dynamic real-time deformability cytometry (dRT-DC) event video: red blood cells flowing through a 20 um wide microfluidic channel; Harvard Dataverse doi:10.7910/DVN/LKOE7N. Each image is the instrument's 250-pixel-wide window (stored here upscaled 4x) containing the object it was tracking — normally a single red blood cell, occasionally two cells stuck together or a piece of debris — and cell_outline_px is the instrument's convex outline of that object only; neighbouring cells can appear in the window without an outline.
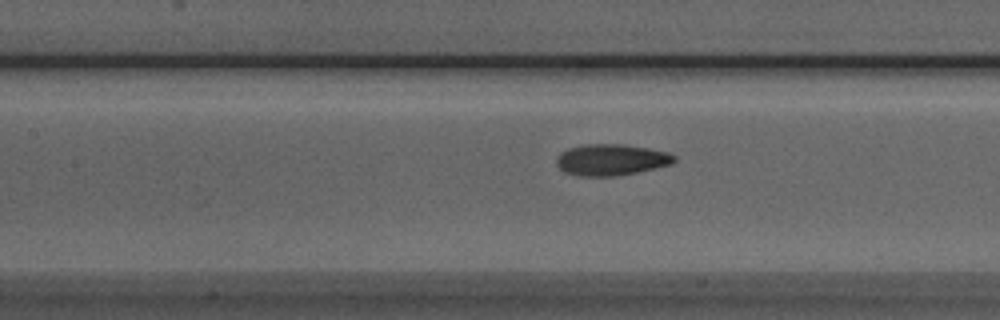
{"species": "Egyptian fruit bat (a non-hibernating species)", "species_latin": "Rousettus aegyptiacus", "temperature_condition": "room temperature", "stored_images_in_passage": 37, "camera_frame_rate_fps": 3000, "um_per_image_px": 0.085, "animal": {"sex": "male"}, "frame": {"image": 1, "passage_image": 7, "time_ms": 2.0, "image_size_px": [1000, 320], "cell_outline_px": [[676, 160], [672, 164], [636, 172], [616, 176], [580, 176], [564, 172], [556, 164], [556, 156], [560, 152], [568, 148], [584, 144], [624, 144], [648, 148], [668, 152], [676, 156]], "centroid_in_image_um": [51.93, 13.57], "position_along_channel_um": 155.5, "area_um2": 21.62}}
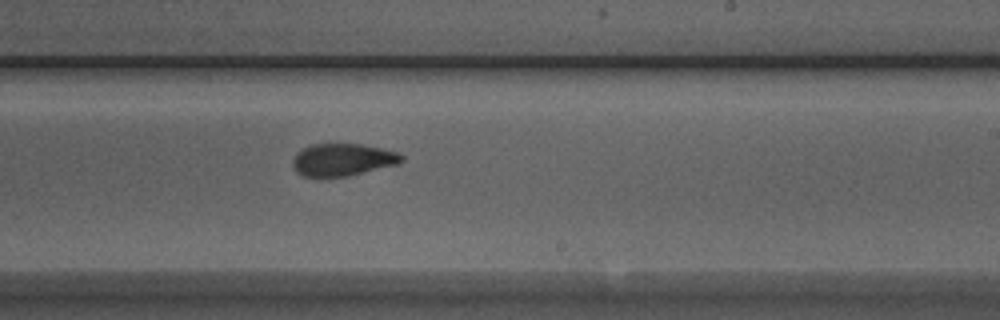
{"frame": {"image": 2, "passage_image": 15, "time_ms": 4.667, "image_size_px": [1000, 320], "cell_outline_px": [[404, 160], [396, 164], [348, 176], [304, 176], [296, 172], [292, 164], [292, 160], [296, 152], [312, 144], [360, 144], [380, 148], [396, 152], [404, 156]], "centroid_in_image_um": [29.09, 13.57], "position_along_channel_um": 259.9, "area_um2": 20.29}}
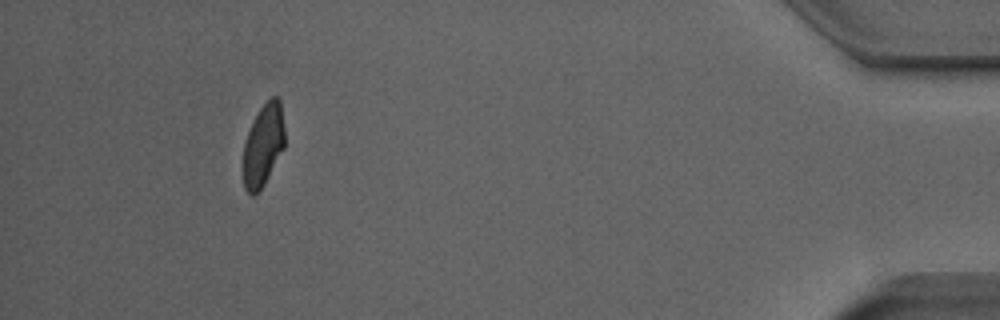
{"frame": {"image": 3, "passage_image": 32, "time_ms": 10.333, "image_size_px": [1000, 320], "cell_outline_px": [[284, 148], [264, 184], [252, 196], [244, 188], [244, 140], [252, 120], [260, 108], [272, 96], [276, 96], [280, 100], [284, 128]], "centroid_in_image_um": [22.37, 12.3], "position_along_channel_um": 412.8, "area_um2": 19.71}}